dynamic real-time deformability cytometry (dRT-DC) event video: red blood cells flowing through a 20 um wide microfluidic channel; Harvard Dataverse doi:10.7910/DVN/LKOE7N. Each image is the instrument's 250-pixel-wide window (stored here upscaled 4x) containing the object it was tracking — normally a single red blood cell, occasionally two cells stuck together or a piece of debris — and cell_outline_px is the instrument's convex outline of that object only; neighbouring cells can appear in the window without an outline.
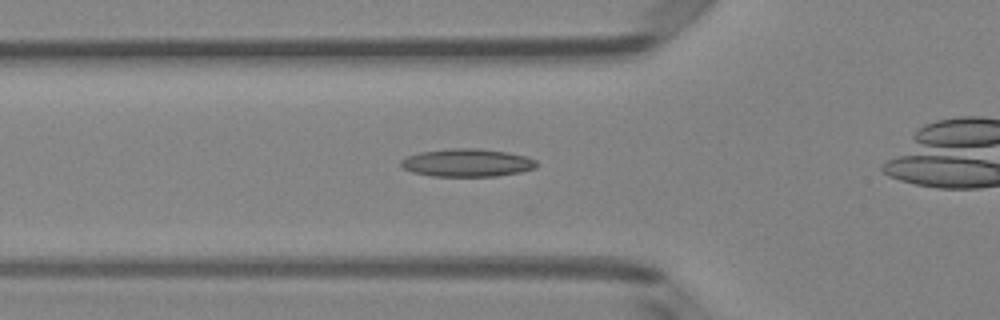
{"species": "Egyptian fruit bat (a non-hibernating species)", "species_latin": "Rousettus aegyptiacus", "temperature_condition": "room temperature", "stored_images_in_passage": 26, "camera_frame_rate_fps": 3000, "um_per_image_px": 0.085, "animal": {"sex": "female"}, "frame": {"image": 1, "passage_image": 2, "time_ms": 0.333, "image_size_px": [1000, 320], "cell_outline_px": [[536, 168], [520, 172], [496, 176], [432, 176], [412, 172], [400, 168], [400, 160], [408, 156], [420, 152], [452, 148], [472, 148], [508, 152], [528, 156], [536, 160]], "centroid_in_image_um": [39.69, 13.83], "position_along_channel_um": 86.1, "area_um2": 22.14}}
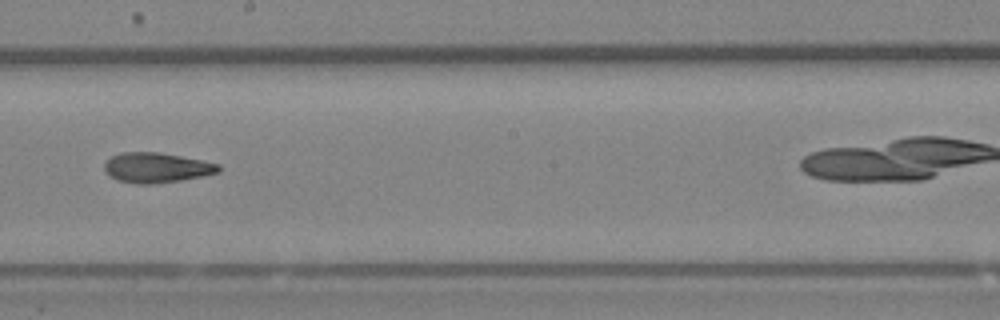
{"frame": {"image": 2, "passage_image": 13, "time_ms": 4.0, "image_size_px": [1000, 320], "cell_outline_px": [[220, 172], [204, 176], [180, 180], [152, 184], [136, 184], [116, 180], [108, 176], [104, 172], [104, 164], [112, 156], [124, 152], [156, 152], [180, 156], [220, 164]], "centroid_in_image_um": [13.28, 14.26], "position_along_channel_um": 234.9, "area_um2": 20.0}}
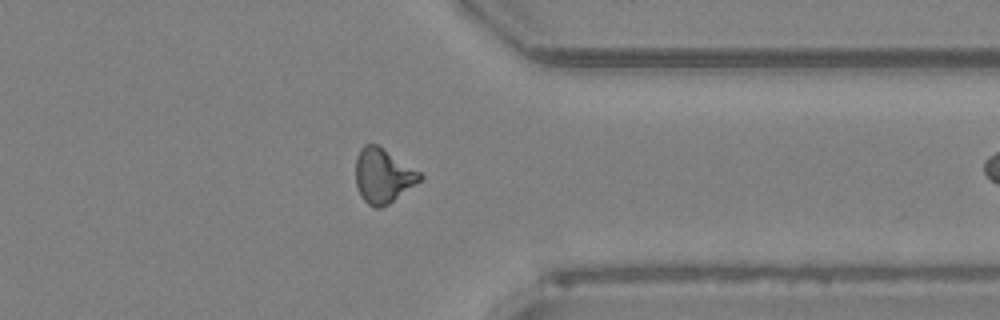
{"frame": {"image": 3, "passage_image": 24, "time_ms": 7.667, "image_size_px": [1000, 320], "cell_outline_px": [[424, 176], [420, 180], [388, 204], [380, 208], [376, 208], [368, 204], [364, 200], [356, 184], [356, 156], [360, 148], [364, 144], [376, 144], [420, 172]], "centroid_in_image_um": [32.53, 14.93], "position_along_channel_um": 378.9, "area_um2": 19.94}}